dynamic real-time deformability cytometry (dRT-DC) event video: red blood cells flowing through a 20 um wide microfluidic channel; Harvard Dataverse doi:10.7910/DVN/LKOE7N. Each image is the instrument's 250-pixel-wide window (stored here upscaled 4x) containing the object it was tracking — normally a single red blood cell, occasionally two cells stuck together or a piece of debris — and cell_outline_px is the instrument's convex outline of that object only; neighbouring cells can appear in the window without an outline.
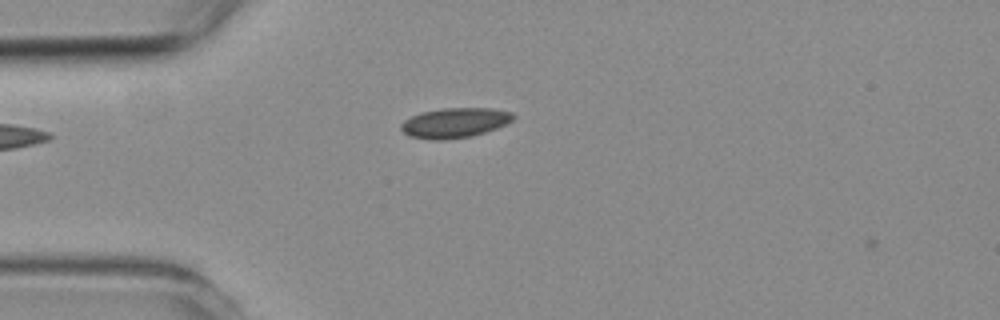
{"species": "common noctule bat (a hibernating species)", "species_latin": "Nyctalus noctula", "temperature_condition": "room temperature", "stored_images_in_passage": 3, "camera_frame_rate_fps": 3000, "um_per_image_px": 0.085, "animal": {"sex": "female", "body_mass_g": 19.3, "forearm_length_mm": 54.1}, "frame": {"image": 1, "passage_image": 2, "time_ms": 1.0, "image_size_px": [1000, 320], "cell_outline_px": [[516, 116], [512, 120], [496, 128], [472, 136], [444, 140], [428, 140], [408, 136], [400, 128], [400, 124], [404, 120], [420, 112], [444, 108], [492, 108], [512, 112]], "centroid_in_image_um": [38.62, 10.44], "position_along_channel_um": 46.4, "area_um2": 19.65}}